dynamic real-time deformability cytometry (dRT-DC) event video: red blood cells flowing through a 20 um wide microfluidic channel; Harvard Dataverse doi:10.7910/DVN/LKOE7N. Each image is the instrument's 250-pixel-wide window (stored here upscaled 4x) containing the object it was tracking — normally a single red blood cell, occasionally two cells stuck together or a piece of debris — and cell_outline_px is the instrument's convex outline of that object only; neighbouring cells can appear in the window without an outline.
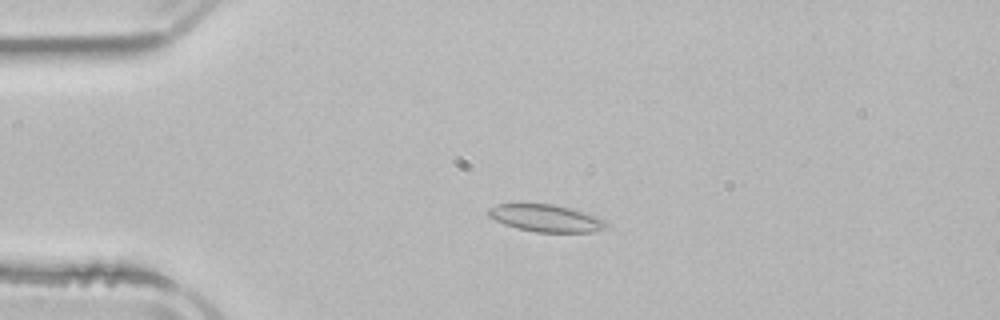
{"species": "common noctule bat (a hibernating species)", "species_latin": "Nyctalus noctula", "temperature_condition": "room temperature", "stored_images_in_passage": 4, "camera_frame_rate_fps": 3000, "um_per_image_px": 0.085, "animal": {"sex": "male", "body_mass_g": 21.5, "forearm_length_mm": 52.0}, "frame": {"image": 1, "passage_image": 3, "time_ms": 2.667, "image_size_px": [1000, 320], "cell_outline_px": [[608, 224], [604, 228], [592, 232], [536, 232], [516, 228], [504, 224], [488, 216], [488, 208], [496, 204], [552, 204], [572, 208], [596, 216], [604, 220]], "centroid_in_image_um": [46.39, 18.54], "position_along_channel_um": 38.6, "area_um2": 18.61}}